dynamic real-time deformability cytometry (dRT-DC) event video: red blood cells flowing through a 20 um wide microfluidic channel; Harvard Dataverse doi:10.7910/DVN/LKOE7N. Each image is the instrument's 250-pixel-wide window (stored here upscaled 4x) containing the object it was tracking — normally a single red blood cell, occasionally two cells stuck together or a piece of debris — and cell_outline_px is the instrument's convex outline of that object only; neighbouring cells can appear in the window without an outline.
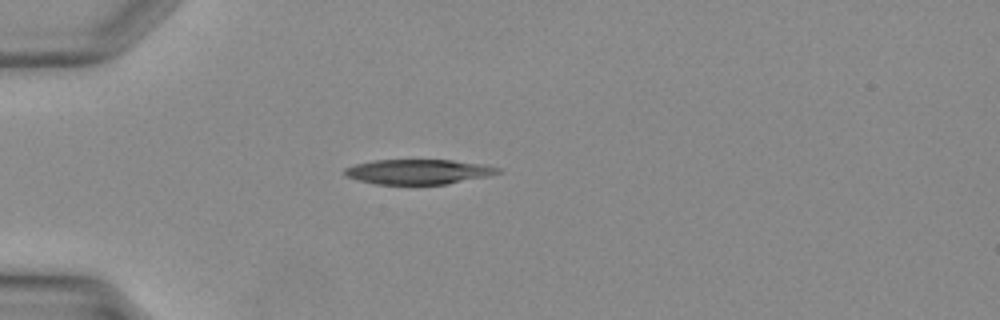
{"species": "Egyptian fruit bat (a non-hibernating species)", "species_latin": "Rousettus aegyptiacus", "temperature_condition": "warm", "stored_images_in_passage": 5, "camera_frame_rate_fps": 3000, "um_per_image_px": 0.085, "animal": {"sex": "female"}, "frame": {"image": 1, "passage_image": 1, "time_ms": 0.0, "image_size_px": [1000, 320], "cell_outline_px": [[500, 172], [488, 176], [448, 184], [376, 184], [344, 176], [344, 168], [356, 164], [372, 160], [452, 160], [484, 164], [500, 168]], "centroid_in_image_um": [35.55, 14.59], "position_along_channel_um": 49.4, "area_um2": 22.2}}